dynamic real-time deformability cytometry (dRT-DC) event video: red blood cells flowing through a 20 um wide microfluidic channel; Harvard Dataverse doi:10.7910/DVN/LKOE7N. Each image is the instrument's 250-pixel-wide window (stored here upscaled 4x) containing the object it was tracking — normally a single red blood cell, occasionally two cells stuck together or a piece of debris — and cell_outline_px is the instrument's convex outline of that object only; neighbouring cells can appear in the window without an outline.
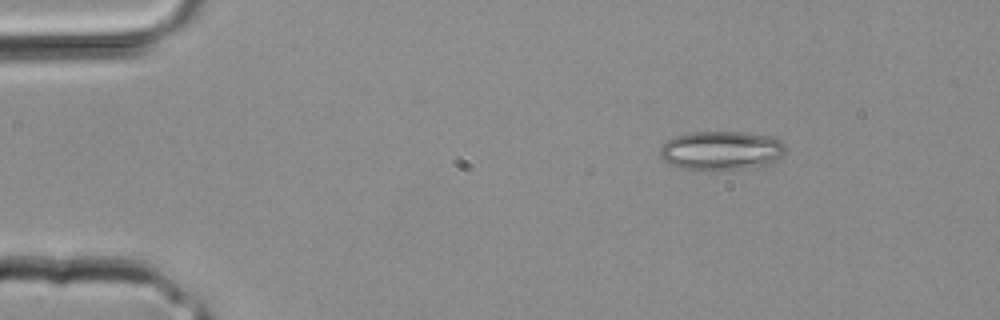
{"species": "common noctule bat (a hibernating species)", "species_latin": "Nyctalus noctula", "temperature_condition": "room temperature", "stored_images_in_passage": 2, "camera_frame_rate_fps": 3000, "um_per_image_px": 0.085, "animal": {"sex": "male", "body_mass_g": 20.4}, "frame": {"image": 1, "passage_image": 2, "time_ms": 0.333, "image_size_px": [1000, 320], "cell_outline_px": [[788, 148], [776, 160], [768, 164], [744, 168], [708, 172], [680, 168], [668, 164], [660, 156], [660, 148], [668, 140], [676, 136], [692, 132], [740, 132], [768, 136], [780, 140]], "centroid_in_image_um": [61.28, 12.82], "position_along_channel_um": 23.7, "area_um2": 28.78}}